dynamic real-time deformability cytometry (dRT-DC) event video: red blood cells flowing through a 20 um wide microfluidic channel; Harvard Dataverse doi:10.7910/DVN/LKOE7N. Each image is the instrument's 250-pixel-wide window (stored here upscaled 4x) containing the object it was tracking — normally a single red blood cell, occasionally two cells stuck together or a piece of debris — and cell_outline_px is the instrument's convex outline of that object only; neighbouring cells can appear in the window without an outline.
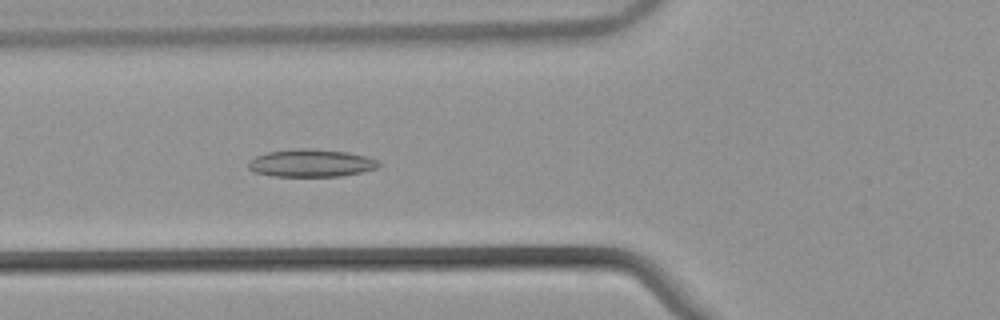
{"species": "common noctule bat (a hibernating species)", "species_latin": "Nyctalus noctula", "temperature_condition": "warm", "stored_images_in_passage": 53, "camera_frame_rate_fps": 3000, "um_per_image_px": 0.085, "animal": {"sex": "male", "body_mass_g": 21.5, "forearm_length_mm": 52.0}, "frame": {"image": 1, "passage_image": 20, "time_ms": 6.333, "image_size_px": [1000, 320], "cell_outline_px": [[380, 164], [376, 168], [364, 172], [340, 176], [272, 176], [252, 172], [248, 168], [248, 160], [256, 156], [268, 152], [296, 148], [312, 148], [348, 152], [380, 160]], "centroid_in_image_um": [26.43, 13.86], "position_along_channel_um": 99.4, "area_um2": 21.21}}
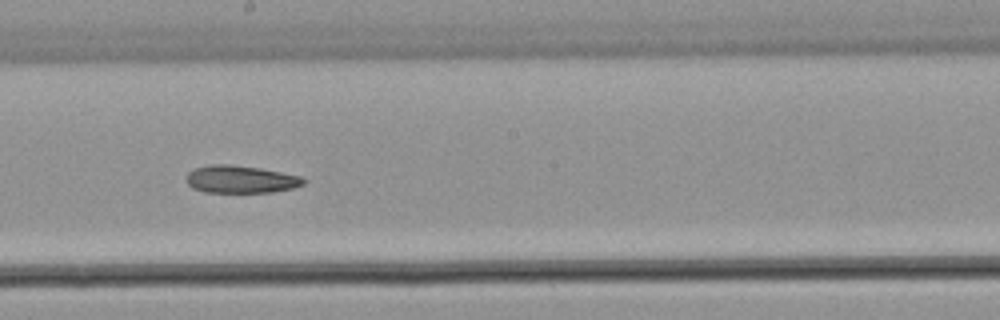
{"frame": {"image": 2, "passage_image": 30, "time_ms": 9.667, "image_size_px": [1000, 320], "cell_outline_px": [[308, 180], [304, 184], [292, 188], [272, 192], [204, 192], [192, 188], [184, 180], [188, 172], [192, 168], [208, 164], [232, 164], [260, 168], [304, 176]], "centroid_in_image_um": [20.44, 15.22], "position_along_channel_um": 227.8, "area_um2": 19.25}}
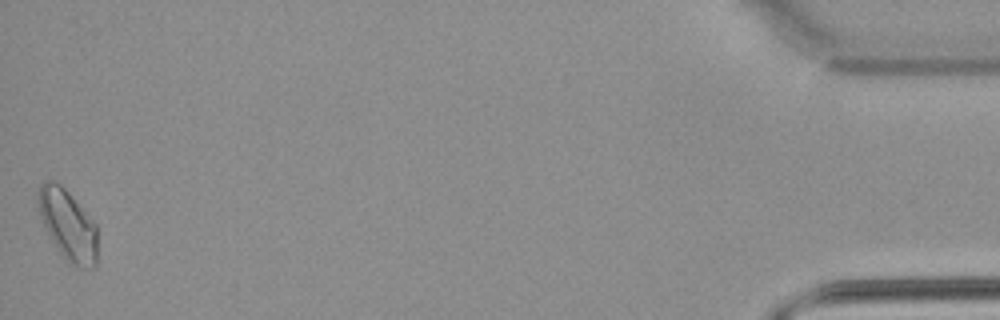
{"frame": {"image": 3, "passage_image": 53, "time_ms": 17.333, "image_size_px": [1000, 320], "cell_outline_px": [[96, 268], [84, 268], [68, 264], [60, 252], [48, 232], [44, 224], [36, 200], [36, 196], [40, 184], [48, 180], [52, 180], [60, 184], [68, 192], [96, 224]], "centroid_in_image_um": [5.76, 19.12], "position_along_channel_um": 429.4, "area_um2": 24.04}}